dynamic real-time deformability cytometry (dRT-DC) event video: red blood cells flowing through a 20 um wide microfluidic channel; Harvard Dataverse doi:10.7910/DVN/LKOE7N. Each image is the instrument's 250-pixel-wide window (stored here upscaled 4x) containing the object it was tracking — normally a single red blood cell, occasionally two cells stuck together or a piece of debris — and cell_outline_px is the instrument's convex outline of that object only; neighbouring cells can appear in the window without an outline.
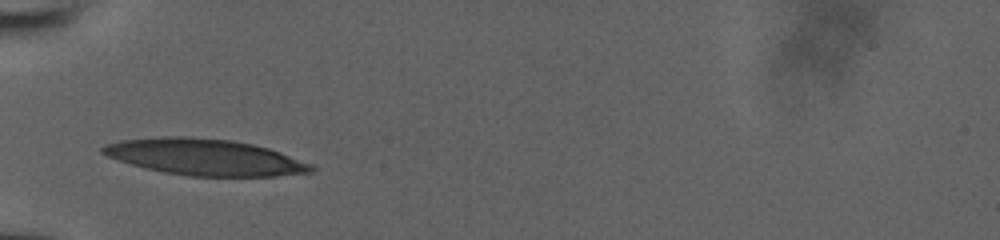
{"species": "human", "species_latin": "Homo sapiens", "temperature_condition": "room temperature", "stored_images_in_passage": 5, "camera_frame_rate_fps": 3000, "um_per_image_px": 0.085, "donor": {"sex": "male"}, "frame": {"image": 1, "passage_image": 2, "time_ms": 1.0, "image_size_px": [1000, 240], "cell_outline_px": [[316, 168], [312, 172], [276, 176], [188, 176], [164, 172], [144, 168], [108, 156], [100, 152], [100, 148], [104, 144], [120, 140], [160, 136], [192, 136], [232, 140], [252, 144], [268, 148], [280, 152], [312, 164]], "centroid_in_image_um": [17.39, 13.34], "position_along_channel_um": 67.6, "area_um2": 44.27}}
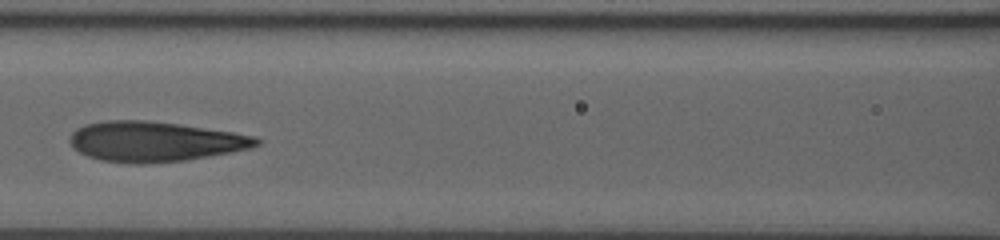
{"frame": {"image": 2, "passage_image": 4, "time_ms": 3.333, "image_size_px": [1000, 240], "cell_outline_px": [[260, 144], [252, 148], [208, 156], [184, 160], [144, 164], [128, 164], [100, 160], [88, 156], [72, 148], [68, 140], [72, 132], [76, 128], [84, 124], [104, 120], [148, 120], [180, 124], [232, 132], [256, 136], [260, 140]], "centroid_in_image_um": [13.11, 12.03], "position_along_channel_um": 153.5, "area_um2": 43.87}}
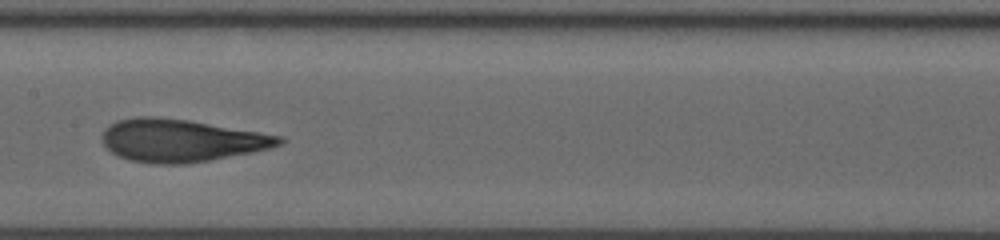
{"frame": {"image": 3, "passage_image": 5, "time_ms": 4.333, "image_size_px": [1000, 240], "cell_outline_px": [[284, 140], [280, 144], [272, 148], [252, 152], [208, 160], [184, 164], [152, 164], [128, 160], [112, 152], [104, 144], [100, 136], [104, 128], [116, 120], [140, 116], [156, 116], [188, 120], [284, 136]], "centroid_in_image_um": [15.37, 11.93], "position_along_channel_um": 192.0, "area_um2": 44.04}}